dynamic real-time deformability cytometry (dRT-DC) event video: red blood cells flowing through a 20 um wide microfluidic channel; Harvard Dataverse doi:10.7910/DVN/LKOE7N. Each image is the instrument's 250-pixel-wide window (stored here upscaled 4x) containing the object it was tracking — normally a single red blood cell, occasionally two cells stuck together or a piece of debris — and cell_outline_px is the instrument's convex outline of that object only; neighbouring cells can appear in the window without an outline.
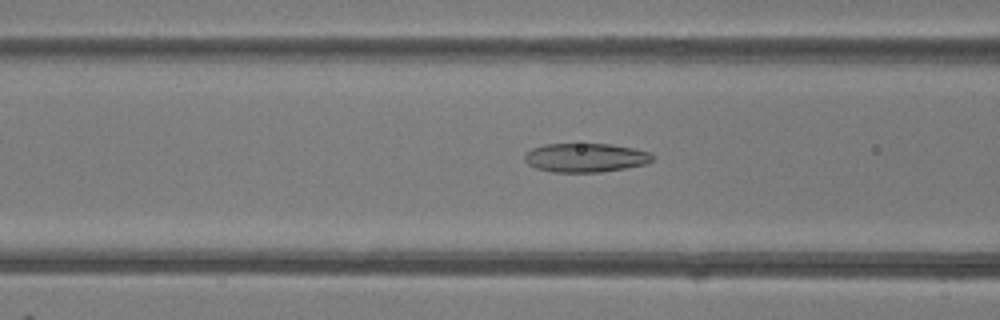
{"species": "common noctule bat (a hibernating species)", "species_latin": "Nyctalus noctula", "temperature_condition": "room temperature", "stored_images_in_passage": 26, "camera_frame_rate_fps": 3000, "um_per_image_px": 0.085, "animal": {"sex": "female"}, "frame": {"image": 1, "passage_image": 12, "time_ms": 3.667, "image_size_px": [1000, 320], "cell_outline_px": [[652, 160], [644, 164], [624, 168], [600, 172], [552, 172], [536, 168], [528, 164], [524, 160], [524, 156], [532, 148], [544, 144], [608, 144], [632, 148], [648, 152], [652, 156]], "centroid_in_image_um": [49.71, 13.4], "position_along_channel_um": 116.9, "area_um2": 21.27}}
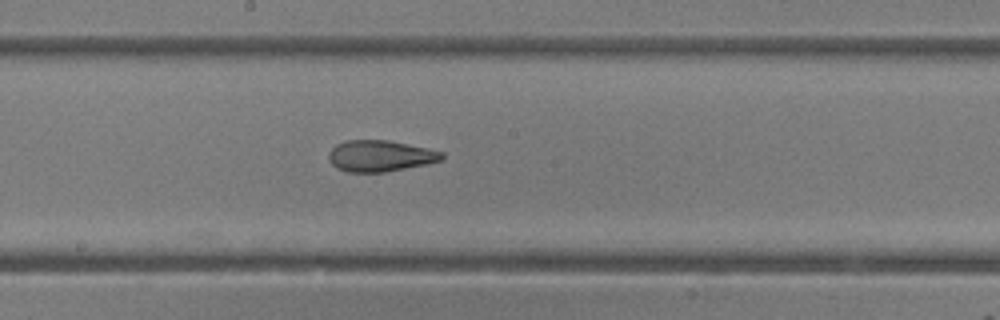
{"frame": {"image": 2, "passage_image": 19, "time_ms": 6.0, "image_size_px": [1000, 320], "cell_outline_px": [[444, 156], [440, 160], [424, 164], [384, 172], [348, 172], [336, 168], [328, 160], [328, 152], [336, 144], [344, 140], [388, 140], [428, 148], [444, 152]], "centroid_in_image_um": [32.26, 13.24], "position_along_channel_um": 215.9, "area_um2": 20.58}}
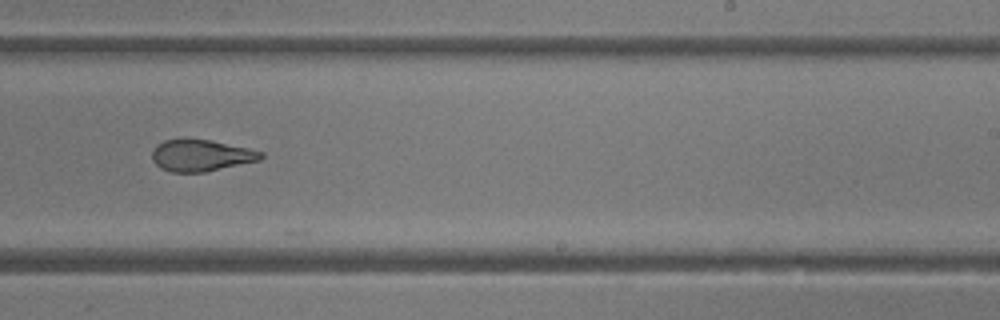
{"frame": {"image": 3, "passage_image": 23, "time_ms": 7.333, "image_size_px": [1000, 320], "cell_outline_px": [[264, 156], [260, 160], [204, 172], [172, 172], [160, 168], [152, 160], [152, 152], [156, 144], [164, 140], [180, 136], [184, 136], [212, 140], [248, 148], [264, 152]], "centroid_in_image_um": [17.04, 13.17], "position_along_channel_um": 272.0, "area_um2": 20.63}}